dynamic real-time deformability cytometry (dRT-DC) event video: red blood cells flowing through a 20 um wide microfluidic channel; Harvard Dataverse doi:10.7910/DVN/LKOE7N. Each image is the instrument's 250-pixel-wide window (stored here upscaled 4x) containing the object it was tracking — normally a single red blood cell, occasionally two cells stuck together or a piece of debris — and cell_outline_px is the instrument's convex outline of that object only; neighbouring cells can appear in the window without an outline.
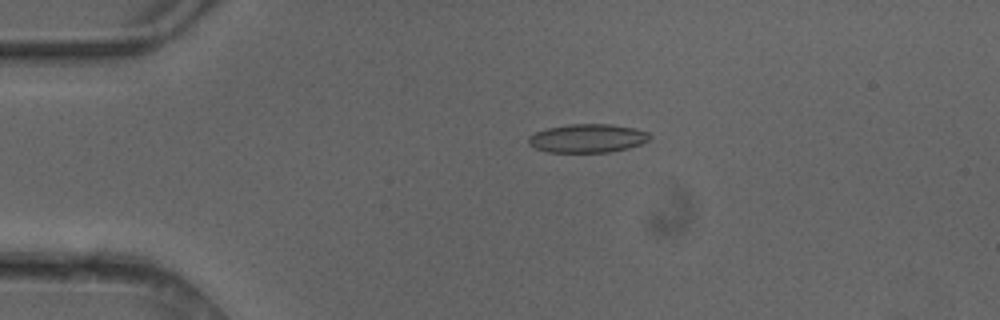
{"species": "common noctule bat (a hibernating species)", "species_latin": "Nyctalus noctula", "temperature_condition": "cold", "stored_images_in_passage": 4, "camera_frame_rate_fps": 3000, "um_per_image_px": 0.085, "animal": {"sex": "female"}, "frame": {"image": 1, "passage_image": 3, "time_ms": 0.667, "image_size_px": [1000, 320], "cell_outline_px": [[652, 136], [648, 140], [640, 144], [628, 148], [612, 152], [548, 152], [536, 148], [528, 144], [528, 136], [536, 132], [548, 128], [568, 124], [608, 124], [632, 128], [648, 132]], "centroid_in_image_um": [49.93, 11.76], "position_along_channel_um": 35.1, "area_um2": 20.11}}